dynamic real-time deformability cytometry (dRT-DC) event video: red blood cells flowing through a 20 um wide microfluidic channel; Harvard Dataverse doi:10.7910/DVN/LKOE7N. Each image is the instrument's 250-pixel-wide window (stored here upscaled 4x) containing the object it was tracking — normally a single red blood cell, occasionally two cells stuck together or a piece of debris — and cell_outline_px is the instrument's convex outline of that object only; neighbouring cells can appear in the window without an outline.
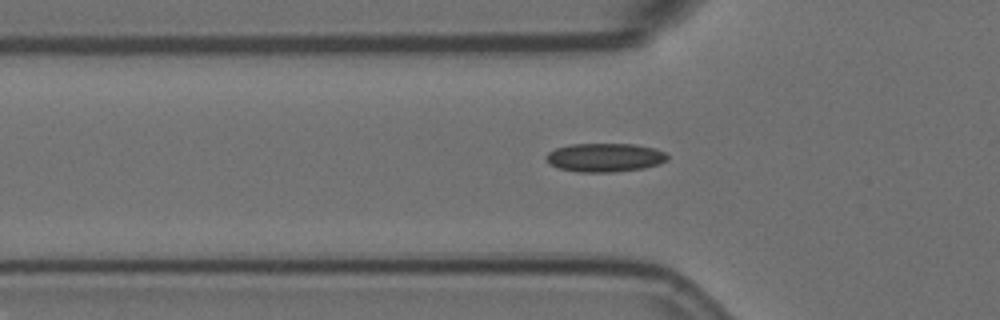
{"species": "Egyptian fruit bat (a non-hibernating species)", "species_latin": "Rousettus aegyptiacus", "temperature_condition": "room temperature", "stored_images_in_passage": 57, "segment_of_instrument_passage": [1, 2], "camera_frame_rate_fps": 3000, "um_per_image_px": 0.085, "animal": {"sex": "female"}, "frame": {"image": 1, "passage_image": 18, "time_ms": 5.667, "image_size_px": [1000, 320], "cell_outline_px": [[668, 160], [660, 164], [644, 168], [612, 172], [576, 172], [560, 168], [548, 164], [544, 160], [544, 156], [548, 152], [556, 148], [572, 144], [636, 144], [656, 148], [664, 152], [668, 156]], "centroid_in_image_um": [51.4, 13.39], "position_along_channel_um": 74.4, "area_um2": 20.52}}
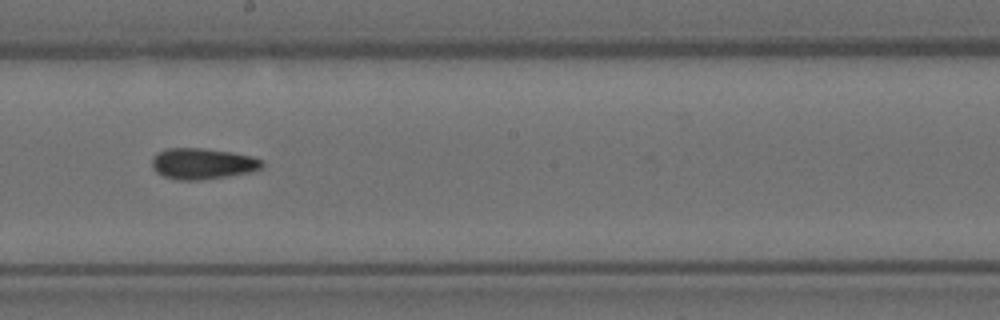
{"frame": {"image": 2, "passage_image": 31, "time_ms": 10.0, "image_size_px": [1000, 320], "cell_outline_px": [[264, 164], [260, 168], [252, 172], [228, 176], [200, 180], [176, 180], [164, 176], [156, 172], [152, 168], [152, 156], [156, 152], [168, 148], [204, 148], [232, 152], [252, 156], [264, 160]], "centroid_in_image_um": [17.21, 13.91], "position_along_channel_um": 231.0, "area_um2": 20.17}}
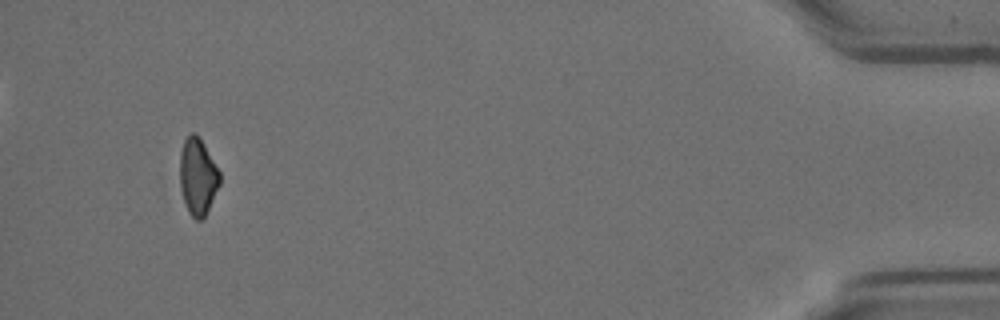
{"frame": {"image": 3, "passage_image": 53, "time_ms": 17.333, "image_size_px": [1000, 320], "cell_outline_px": [[220, 184], [204, 216], [200, 220], [196, 220], [188, 212], [180, 188], [180, 152], [184, 140], [192, 132], [196, 132], [220, 172]], "centroid_in_image_um": [16.79, 14.99], "position_along_channel_um": 418.4, "area_um2": 17.57}}